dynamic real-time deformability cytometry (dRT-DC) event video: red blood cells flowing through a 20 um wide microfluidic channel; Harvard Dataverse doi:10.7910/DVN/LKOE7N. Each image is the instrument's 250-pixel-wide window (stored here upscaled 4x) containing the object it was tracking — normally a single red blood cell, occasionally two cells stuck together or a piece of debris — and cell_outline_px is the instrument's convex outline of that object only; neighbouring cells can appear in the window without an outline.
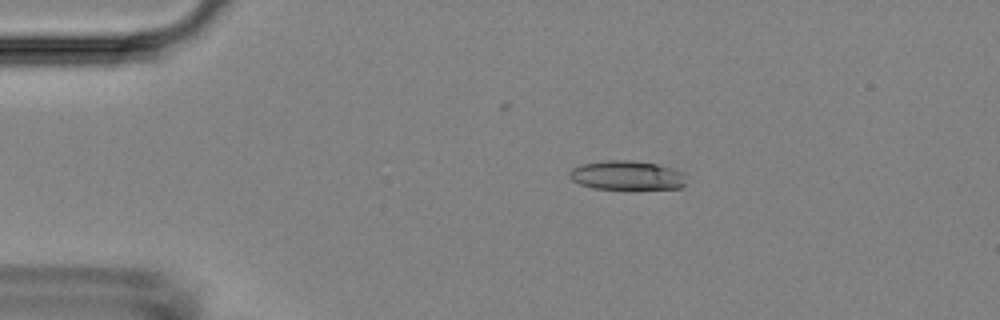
{"species": "Egyptian fruit bat (a non-hibernating species)", "species_latin": "Rousettus aegyptiacus", "temperature_condition": "room temperature", "stored_images_in_passage": 45, "camera_frame_rate_fps": 3000, "um_per_image_px": 0.085, "animal": {"sex": "female"}, "frame": {"image": 1, "passage_image": 1, "time_ms": 0.0, "image_size_px": [1000, 320], "cell_outline_px": [[684, 184], [680, 188], [592, 188], [580, 184], [572, 180], [568, 176], [568, 172], [572, 168], [580, 164], [604, 160], [632, 160], [656, 164], [684, 172]], "centroid_in_image_um": [53.22, 14.88], "position_along_channel_um": 31.8, "area_um2": 19.65}}
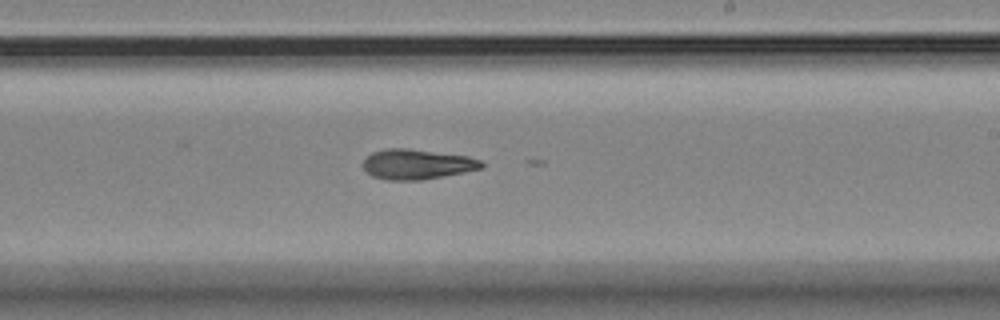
{"frame": {"image": 2, "passage_image": 23, "time_ms": 7.333, "image_size_px": [1000, 320], "cell_outline_px": [[484, 168], [444, 176], [420, 180], [388, 180], [372, 176], [364, 168], [364, 160], [372, 152], [388, 148], [408, 148], [468, 156], [484, 160]], "centroid_in_image_um": [35.5, 13.96], "position_along_channel_um": 253.5, "area_um2": 20.81}}
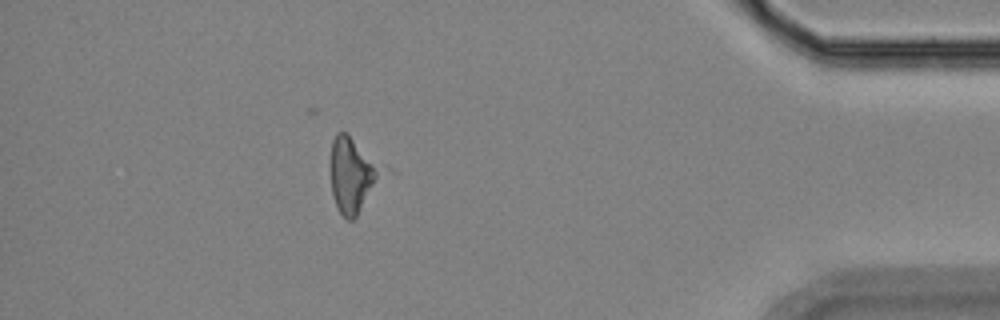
{"frame": {"image": 3, "passage_image": 39, "time_ms": 12.667, "image_size_px": [1000, 320], "cell_outline_px": [[388, 168], [356, 216], [352, 220], [348, 220], [340, 212], [336, 204], [332, 192], [332, 140], [336, 132], [348, 132]], "centroid_in_image_um": [30.03, 14.78], "position_along_channel_um": 405.2, "area_um2": 22.54}}